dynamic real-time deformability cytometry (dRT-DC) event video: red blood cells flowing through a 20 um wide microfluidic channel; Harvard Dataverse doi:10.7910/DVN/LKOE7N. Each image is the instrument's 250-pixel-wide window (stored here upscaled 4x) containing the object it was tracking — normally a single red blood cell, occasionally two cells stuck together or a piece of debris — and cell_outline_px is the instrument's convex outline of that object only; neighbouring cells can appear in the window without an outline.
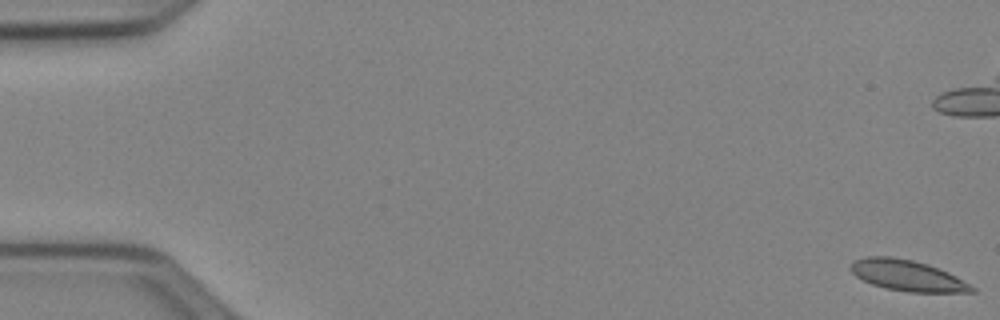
{"species": "Egyptian fruit bat (a non-hibernating species)", "species_latin": "Rousettus aegyptiacus", "temperature_condition": "cold", "stored_images_in_passage": 54, "camera_frame_rate_fps": 3000, "um_per_image_px": 0.085, "animal": {"sex": "female"}, "frame": {"image": 1, "passage_image": 1, "time_ms": 0.0, "image_size_px": [1000, 320], "cell_outline_px": [[976, 292], [908, 292], [888, 288], [872, 284], [856, 276], [852, 272], [852, 264], [856, 260], [868, 256], [888, 256], [912, 260], [928, 264], [948, 272], [956, 276], [976, 288]], "centroid_in_image_um": [77.17, 23.42], "position_along_channel_um": 7.8, "area_um2": 21.44}, "authors_computed_cell_mechanics": {"area_um2": 21.4727, "velocity_mm_per_s": 3.9171, "shape_relaxation_time_tau1_ms": null, "shape_relaxation_time_tau2_ms": 2.7026, "deformation_change_tau1": null, "deformation_change_tau2": 0.0734}}